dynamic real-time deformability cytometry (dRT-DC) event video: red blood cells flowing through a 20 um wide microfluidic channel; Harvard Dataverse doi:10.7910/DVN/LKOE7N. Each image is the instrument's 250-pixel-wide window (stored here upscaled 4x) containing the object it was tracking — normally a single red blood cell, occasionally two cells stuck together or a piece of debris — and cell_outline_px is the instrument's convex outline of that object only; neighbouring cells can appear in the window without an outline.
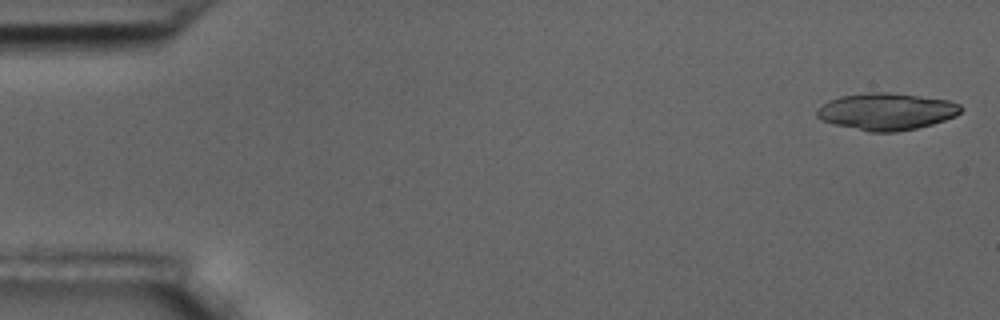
{"species": "common noctule bat (a hibernating species)", "species_latin": "Nyctalus noctula", "temperature_condition": "room temperature", "stored_images_in_passage": 15, "camera_frame_rate_fps": 3000, "um_per_image_px": 0.085, "animal": {"sex": "male", "body_mass_g": 17.5, "forearm_length_mm": 52.3}, "frame": {"image": 1, "passage_image": 1, "time_ms": 0.0, "image_size_px": [1000, 320], "cell_outline_px": [[964, 108], [956, 116], [932, 124], [916, 128], [896, 132], [868, 132], [832, 124], [820, 120], [816, 116], [816, 108], [828, 100], [840, 96], [868, 92], [888, 92], [920, 96], [948, 100], [960, 104]], "centroid_in_image_um": [75.31, 9.48], "position_along_channel_um": 9.7, "area_um2": 31.33}}
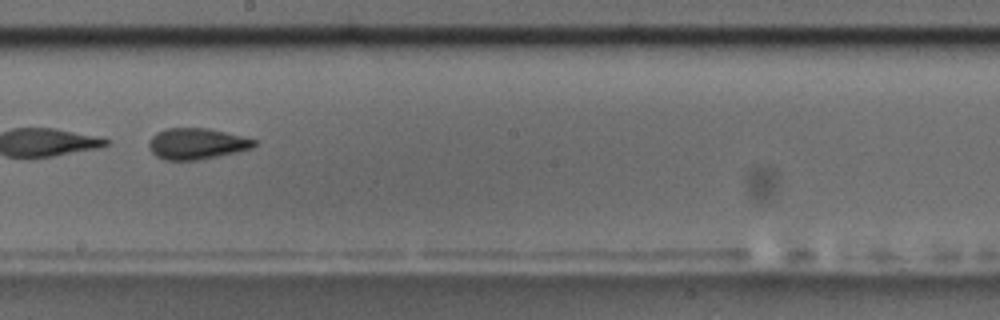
{"frame": {"image": 2, "passage_image": 9, "time_ms": 10.0, "image_size_px": [1000, 320], "cell_outline_px": [[256, 144], [252, 148], [236, 152], [196, 160], [164, 160], [156, 156], [148, 148], [148, 140], [156, 132], [164, 128], [208, 128], [256, 140]], "centroid_in_image_um": [16.65, 12.21], "position_along_channel_um": 231.5, "area_um2": 19.02}}